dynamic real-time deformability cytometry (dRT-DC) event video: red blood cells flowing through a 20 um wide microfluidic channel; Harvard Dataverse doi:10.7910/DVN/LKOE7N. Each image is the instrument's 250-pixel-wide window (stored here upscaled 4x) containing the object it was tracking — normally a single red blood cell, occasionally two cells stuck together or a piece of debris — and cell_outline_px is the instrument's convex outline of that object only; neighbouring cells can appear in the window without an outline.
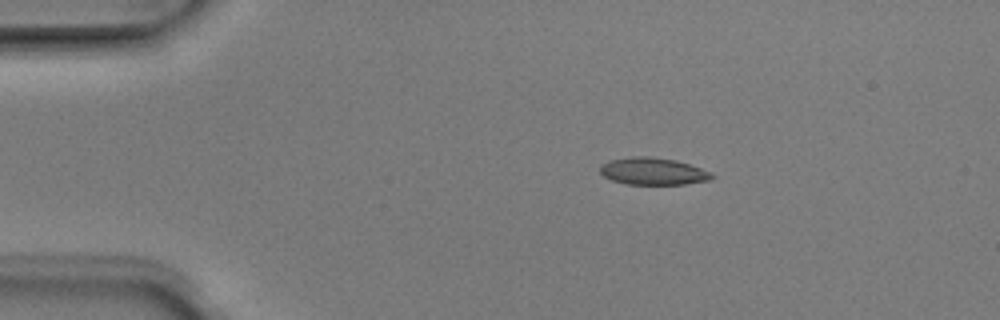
{"species": "Egyptian fruit bat (a non-hibernating species)", "species_latin": "Rousettus aegyptiacus", "temperature_condition": "room temperature", "stored_images_in_passage": 5, "camera_frame_rate_fps": 3000, "um_per_image_px": 0.085, "animal": {"sex": "male"}, "frame": {"image": 1, "passage_image": 1, "time_ms": 0.0, "image_size_px": [1000, 320], "cell_outline_px": [[716, 176], [712, 180], [684, 184], [628, 184], [612, 180], [604, 176], [600, 172], [600, 164], [612, 160], [632, 156], [648, 156], [676, 160], [712, 172]], "centroid_in_image_um": [55.54, 14.56], "position_along_channel_um": 29.5, "area_um2": 17.69}}
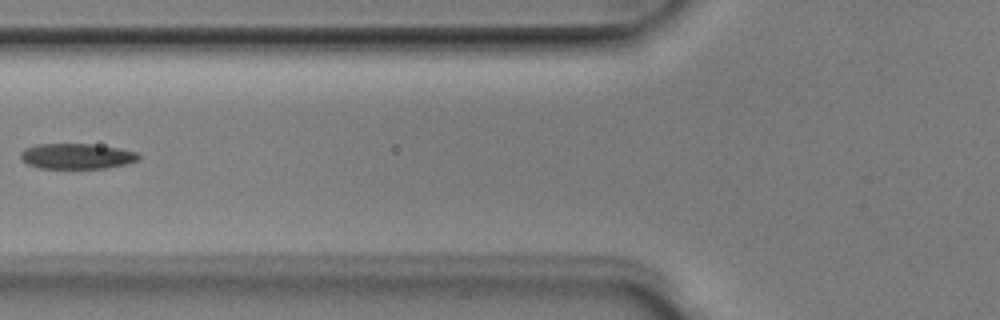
{"frame": {"image": 2, "passage_image": 4, "time_ms": 1.0, "image_size_px": [1000, 320], "cell_outline_px": [[140, 156], [136, 160], [124, 164], [108, 168], [40, 168], [28, 164], [20, 160], [20, 152], [24, 148], [36, 144], [92, 144], [120, 148], [136, 152]], "centroid_in_image_um": [6.47, 13.27], "position_along_channel_um": 119.3, "area_um2": 17.51}}
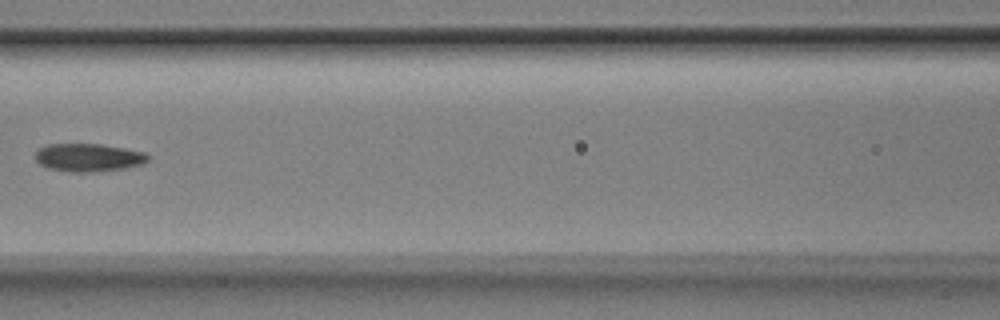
{"frame": {"image": 3, "passage_image": 5, "time_ms": 1.333, "image_size_px": [1000, 320], "cell_outline_px": [[148, 160], [144, 164], [124, 168], [96, 172], [72, 172], [48, 168], [40, 164], [36, 160], [36, 152], [40, 148], [48, 144], [100, 144], [124, 148], [144, 152], [148, 156]], "centroid_in_image_um": [7.53, 13.39], "position_along_channel_um": 159.1, "area_um2": 18.32}}